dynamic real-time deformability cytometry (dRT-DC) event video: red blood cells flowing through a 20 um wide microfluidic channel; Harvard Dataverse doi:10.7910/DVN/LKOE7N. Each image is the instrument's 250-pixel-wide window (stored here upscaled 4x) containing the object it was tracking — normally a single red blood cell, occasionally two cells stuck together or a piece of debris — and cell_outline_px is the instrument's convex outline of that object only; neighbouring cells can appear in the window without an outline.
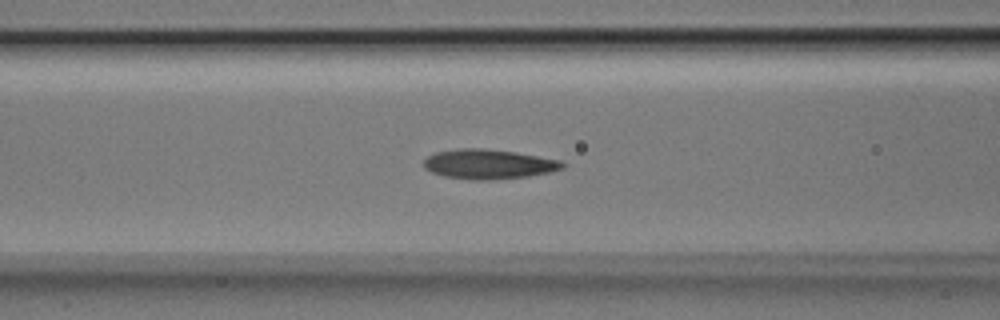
{"species": "Egyptian fruit bat (a non-hibernating species)", "species_latin": "Rousettus aegyptiacus", "temperature_condition": "room temperature", "stored_images_in_passage": 36, "segment_of_instrument_passage": [1, 2], "camera_frame_rate_fps": 3000, "um_per_image_px": 0.085, "animal": {"sex": "male"}, "frame": {"image": 1, "passage_image": 5, "time_ms": 1.333, "image_size_px": [1000, 320], "cell_outline_px": [[568, 164], [564, 168], [548, 172], [528, 176], [492, 180], [472, 180], [444, 176], [432, 172], [424, 168], [424, 160], [428, 156], [436, 152], [456, 148], [484, 148], [516, 152], [560, 160]], "centroid_in_image_um": [41.54, 13.95], "position_along_channel_um": 125.1, "area_um2": 24.1}}
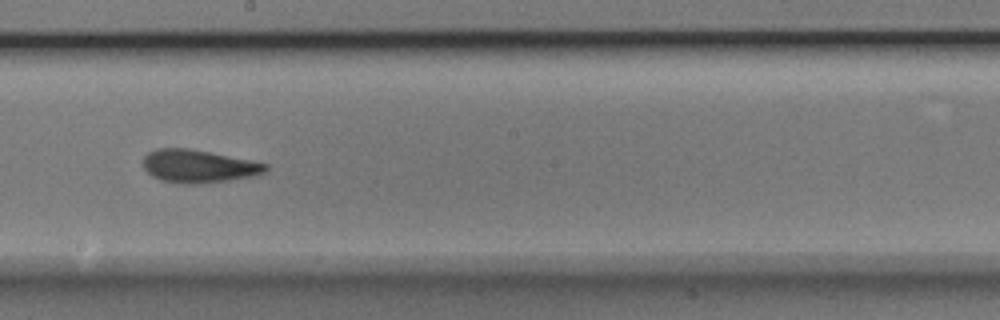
{"frame": {"image": 2, "passage_image": 13, "time_ms": 4.0, "image_size_px": [1000, 320], "cell_outline_px": [[268, 168], [264, 172], [256, 176], [228, 180], [196, 184], [184, 184], [160, 180], [152, 176], [144, 168], [144, 156], [148, 152], [156, 148], [188, 148], [268, 164]], "centroid_in_image_um": [16.85, 14.13], "position_along_channel_um": 231.4, "area_um2": 23.29}}
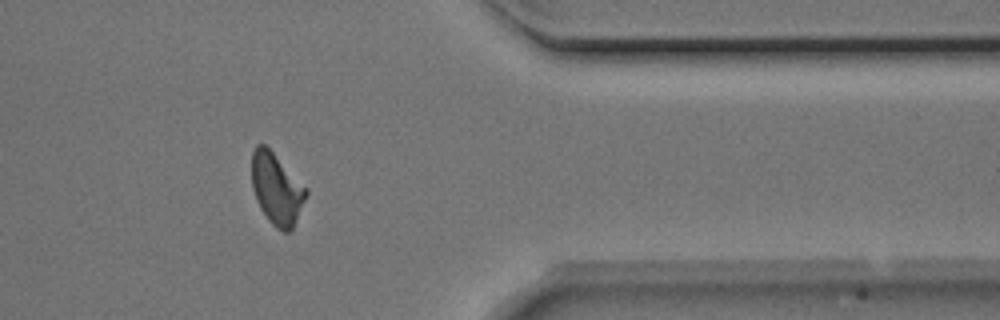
{"frame": {"image": 3, "passage_image": 26, "time_ms": 8.333, "image_size_px": [1000, 320], "cell_outline_px": [[308, 192], [292, 228], [288, 232], [284, 232], [276, 228], [268, 220], [260, 208], [256, 200], [252, 188], [252, 152], [256, 144], [264, 144], [308, 188]], "centroid_in_image_um": [23.5, 16.05], "position_along_channel_um": 387.9, "area_um2": 22.37}}